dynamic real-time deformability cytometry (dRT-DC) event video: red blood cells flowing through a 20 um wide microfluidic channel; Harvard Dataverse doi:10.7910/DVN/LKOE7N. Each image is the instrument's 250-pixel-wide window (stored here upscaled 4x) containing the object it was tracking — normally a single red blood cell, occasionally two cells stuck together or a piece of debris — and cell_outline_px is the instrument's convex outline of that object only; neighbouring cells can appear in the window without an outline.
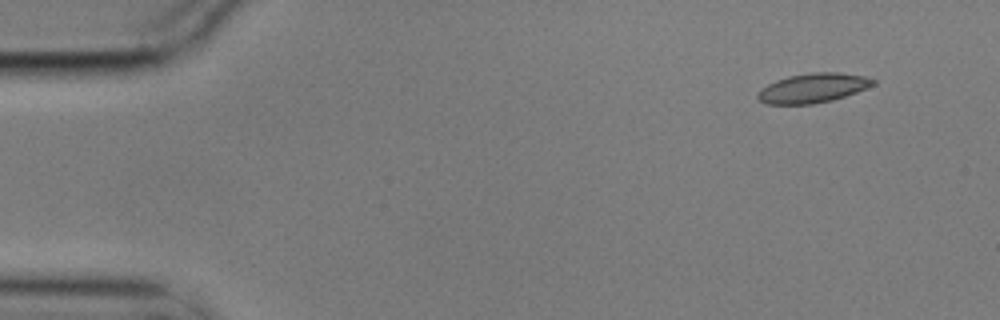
{"species": "common noctule bat (a hibernating species)", "species_latin": "Nyctalus noctula", "temperature_condition": "cold", "stored_images_in_passage": 4, "camera_frame_rate_fps": 3000, "um_per_image_px": 0.085, "animal": {"sex": "male", "body_mass_g": 17.9}, "frame": {"image": 1, "passage_image": 1, "time_ms": 0.0, "image_size_px": [1000, 320], "cell_outline_px": [[876, 84], [856, 92], [832, 100], [812, 104], [764, 104], [756, 96], [760, 88], [776, 80], [788, 76], [812, 72], [840, 72], [864, 76], [876, 80]], "centroid_in_image_um": [69.08, 7.48], "position_along_channel_um": 15.9, "area_um2": 19.83}}
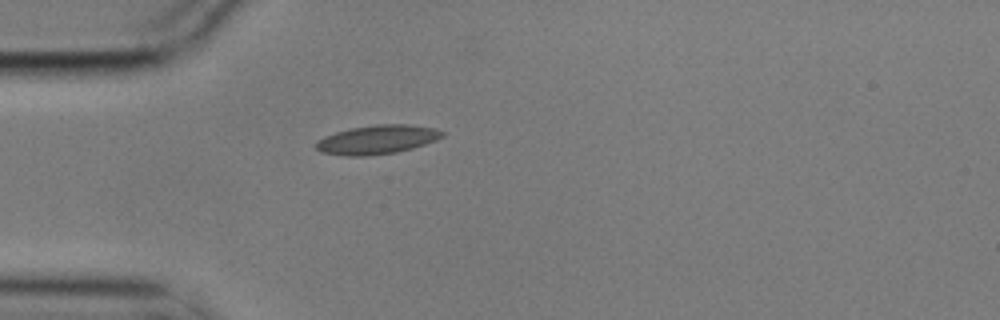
{"frame": {"image": 2, "passage_image": 4, "time_ms": 1.0, "image_size_px": [1000, 320], "cell_outline_px": [[444, 136], [436, 140], [412, 148], [396, 152], [368, 156], [348, 156], [320, 152], [312, 144], [316, 140], [324, 136], [348, 128], [376, 124], [408, 124], [436, 128], [444, 132]], "centroid_in_image_um": [32.02, 11.86], "position_along_channel_um": 53.0, "area_um2": 21.56}}